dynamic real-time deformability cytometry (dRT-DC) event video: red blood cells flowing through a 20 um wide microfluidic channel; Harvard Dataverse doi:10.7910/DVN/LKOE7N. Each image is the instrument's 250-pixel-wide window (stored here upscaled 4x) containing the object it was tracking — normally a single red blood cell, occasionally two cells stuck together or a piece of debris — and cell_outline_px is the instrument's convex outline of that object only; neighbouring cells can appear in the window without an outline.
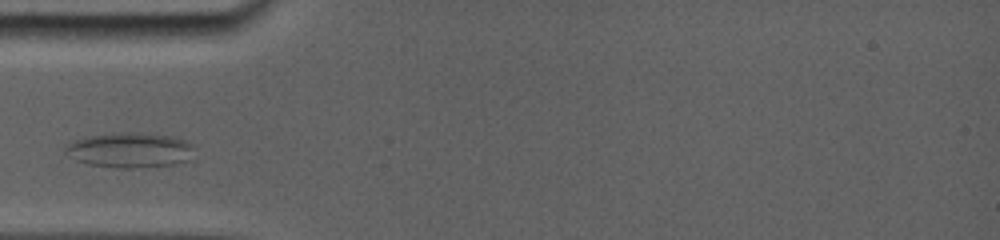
{"species": "common noctule bat (a hibernating species)", "species_latin": "Nyctalus noctula", "temperature_condition": "room temperature", "stored_images_in_passage": 5, "camera_frame_rate_fps": 5000, "um_per_image_px": 0.085, "animal": {"sex": "female", "body_mass_g": 19.0, "forearm_length_mm": 56.7}, "frame": {"image": 1, "passage_image": 1, "time_ms": 0.0, "image_size_px": [1000, 240], "cell_outline_px": [[188, 160], [180, 164], [140, 168], [116, 168], [88, 164], [76, 160], [68, 148], [76, 140], [96, 136], [164, 136], [180, 140], [188, 148]], "centroid_in_image_um": [11.03, 12.87], "position_along_channel_um": 74.0, "area_um2": 23.64}}
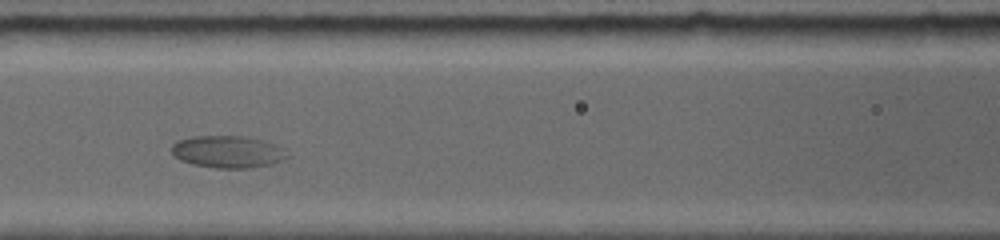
{"frame": {"image": 2, "passage_image": 3, "time_ms": 2.0, "image_size_px": [1000, 240], "cell_outline_px": [[288, 156], [280, 160], [268, 164], [252, 168], [216, 168], [192, 164], [180, 160], [172, 152], [172, 144], [180, 140], [196, 136], [236, 136], [256, 140], [280, 148]], "centroid_in_image_um": [19.25, 12.92], "position_along_channel_um": 147.3, "area_um2": 20.75}}
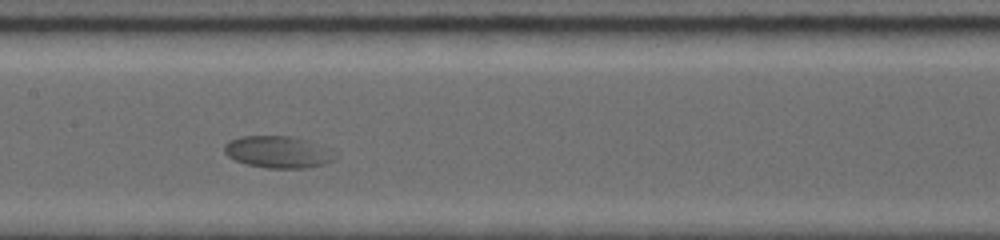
{"frame": {"image": 3, "passage_image": 4, "time_ms": 3.0, "image_size_px": [1000, 240], "cell_outline_px": [[336, 156], [332, 160], [320, 164], [304, 168], [264, 168], [248, 164], [236, 160], [228, 156], [224, 152], [224, 148], [232, 140], [244, 136], [288, 136]], "centroid_in_image_um": [23.45, 12.95], "position_along_channel_um": 184.0, "area_um2": 19.02}}